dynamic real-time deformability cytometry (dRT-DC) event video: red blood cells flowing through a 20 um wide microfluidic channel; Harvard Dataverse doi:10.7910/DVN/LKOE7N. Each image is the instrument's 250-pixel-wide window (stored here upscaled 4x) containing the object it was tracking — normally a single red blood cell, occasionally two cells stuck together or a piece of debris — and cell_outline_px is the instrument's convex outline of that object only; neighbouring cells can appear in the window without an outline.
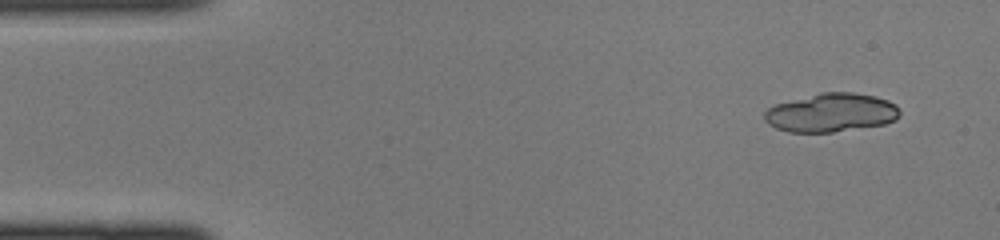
{"species": "common noctule bat (a hibernating species)", "species_latin": "Nyctalus noctula", "temperature_condition": "cold", "stored_images_in_passage": 18, "camera_frame_rate_fps": 3000, "um_per_image_px": 0.085, "animal": {"sex": "female", "body_mass_g": 22.0, "forearm_length_mm": 56.7}, "frame": {"image": 1, "passage_image": 3, "time_ms": 0.667, "image_size_px": [1000, 240], "cell_outline_px": [[900, 116], [896, 120], [884, 124], [832, 132], [788, 132], [776, 128], [768, 124], [764, 120], [764, 112], [768, 108], [776, 104], [820, 92], [852, 92], [876, 96], [888, 100], [896, 104], [900, 112]], "centroid_in_image_um": [70.66, 9.57], "position_along_channel_um": 14.3, "area_um2": 30.58}}